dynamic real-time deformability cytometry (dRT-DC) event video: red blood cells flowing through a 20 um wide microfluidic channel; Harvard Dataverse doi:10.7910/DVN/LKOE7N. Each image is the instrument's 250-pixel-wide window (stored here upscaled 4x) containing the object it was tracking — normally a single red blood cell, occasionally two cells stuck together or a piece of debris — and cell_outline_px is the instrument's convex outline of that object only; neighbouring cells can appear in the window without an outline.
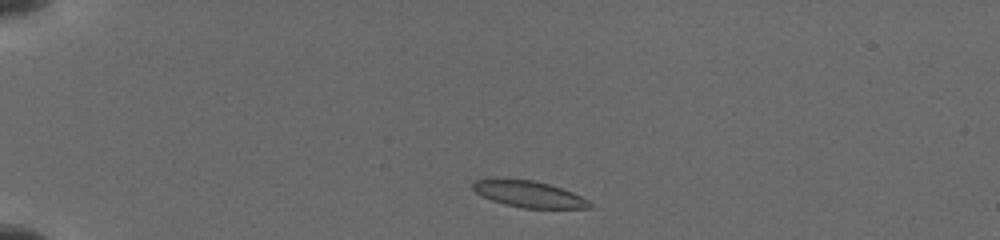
{"species": "common noctule bat (a hibernating species)", "species_latin": "Nyctalus noctula", "temperature_condition": "cold", "stored_images_in_passage": 45, "camera_frame_rate_fps": 3000, "um_per_image_px": 0.085, "animal": {"sex": "female", "body_mass_g": 19.5, "forearm_length_mm": 54.1}, "frame": {"image": 1, "passage_image": 2, "time_ms": 0.333, "image_size_px": [1000, 240], "cell_outline_px": [[592, 208], [524, 208], [504, 204], [480, 196], [472, 188], [472, 180], [532, 180], [548, 184], [572, 192], [588, 200], [592, 204]], "centroid_in_image_um": [44.96, 16.52], "position_along_channel_um": 40.0, "area_um2": 17.57}}
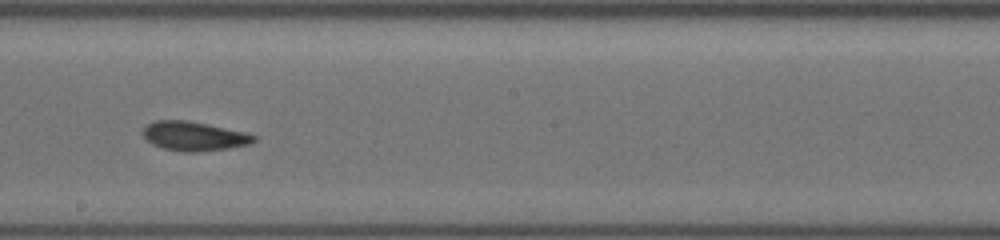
{"frame": {"image": 2, "passage_image": 30, "time_ms": 6.667, "image_size_px": [1000, 240], "cell_outline_px": [[256, 140], [248, 144], [228, 148], [196, 152], [180, 152], [164, 148], [152, 144], [140, 132], [148, 124], [156, 120], [188, 120], [240, 132], [256, 136]], "centroid_in_image_um": [16.41, 11.58], "position_along_channel_um": 231.8, "area_um2": 18.5}}
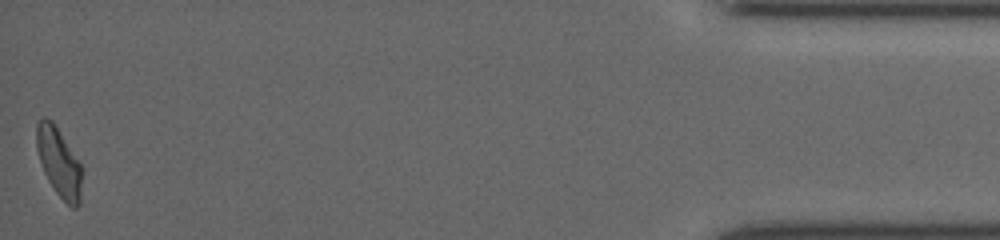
{"frame": {"image": 3, "passage_image": 45, "time_ms": 13.667, "image_size_px": [1000, 240], "cell_outline_px": [[80, 204], [76, 208], [72, 208], [56, 192], [48, 180], [44, 172], [36, 148], [36, 124], [44, 116], [52, 120], [80, 164]], "centroid_in_image_um": [4.97, 13.77], "position_along_channel_um": 430.2, "area_um2": 17.69}}